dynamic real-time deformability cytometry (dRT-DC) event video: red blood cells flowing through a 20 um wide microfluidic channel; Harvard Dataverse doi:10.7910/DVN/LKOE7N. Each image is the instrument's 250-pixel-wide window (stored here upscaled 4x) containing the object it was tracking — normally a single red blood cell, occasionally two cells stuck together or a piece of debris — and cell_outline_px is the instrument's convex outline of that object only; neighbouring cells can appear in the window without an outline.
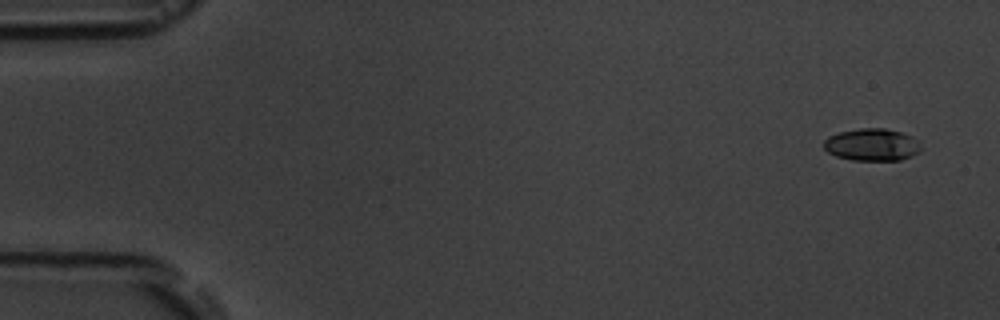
{"species": "common noctule bat (a hibernating species)", "species_latin": "Nyctalus noctula", "temperature_condition": "room temperature", "stored_images_in_passage": 5, "camera_frame_rate_fps": 3000, "um_per_image_px": 0.085, "animal": {"sex": "male", "body_mass_g": 19.5, "forearm_length_mm": 54.6}, "frame": {"image": 1, "passage_image": 1, "time_ms": 0.0, "image_size_px": [1000, 320], "cell_outline_px": [[920, 152], [912, 156], [900, 160], [852, 160], [836, 156], [828, 152], [824, 148], [824, 140], [828, 136], [840, 132], [860, 128], [884, 128], [900, 132], [912, 136], [916, 140], [920, 148]], "centroid_in_image_um": [74.1, 12.3], "position_along_channel_um": 10.9, "area_um2": 18.21}}
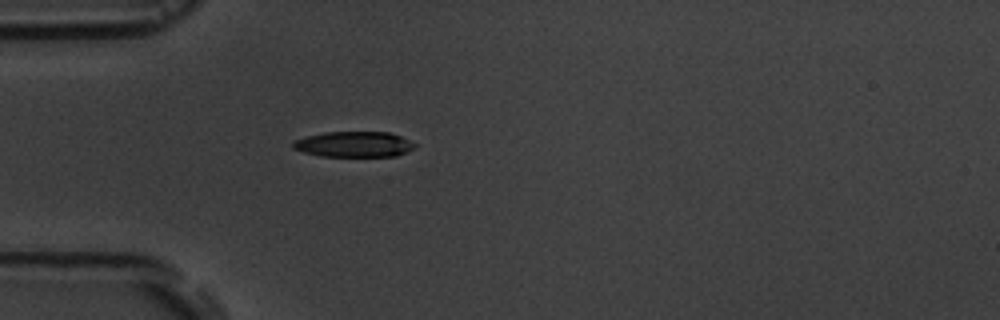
{"frame": {"image": 2, "passage_image": 5, "time_ms": 4.667, "image_size_px": [1000, 320], "cell_outline_px": [[416, 148], [396, 156], [320, 156], [304, 152], [292, 148], [292, 144], [296, 140], [308, 136], [324, 132], [388, 132], [400, 136], [416, 144]], "centroid_in_image_um": [30.11, 12.27], "position_along_channel_um": 54.9, "area_um2": 18.03}}